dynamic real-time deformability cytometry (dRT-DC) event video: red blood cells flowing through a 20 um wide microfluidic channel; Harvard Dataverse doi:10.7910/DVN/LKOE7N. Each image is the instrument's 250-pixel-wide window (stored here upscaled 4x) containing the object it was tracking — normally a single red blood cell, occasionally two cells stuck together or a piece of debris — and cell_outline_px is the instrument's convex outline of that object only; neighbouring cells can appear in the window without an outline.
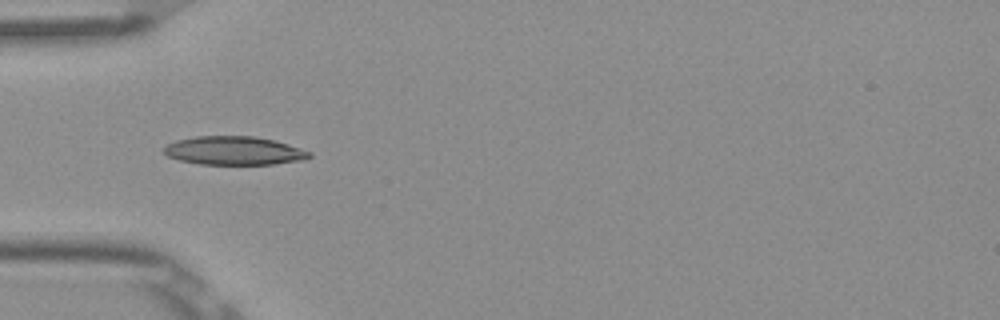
{"species": "Egyptian fruit bat (a non-hibernating species)", "species_latin": "Rousettus aegyptiacus", "temperature_condition": "room temperature", "stored_images_in_passage": 37, "camera_frame_rate_fps": 3000, "um_per_image_px": 0.085, "frame": {"image": 1, "passage_image": 1, "time_ms": 0.0, "image_size_px": [1000, 320], "cell_outline_px": [[312, 156], [304, 160], [272, 164], [200, 164], [180, 160], [168, 156], [164, 152], [164, 148], [168, 144], [176, 140], [196, 136], [256, 136], [276, 140], [312, 152]], "centroid_in_image_um": [19.93, 12.8], "position_along_channel_um": 65.1, "area_um2": 24.22}}
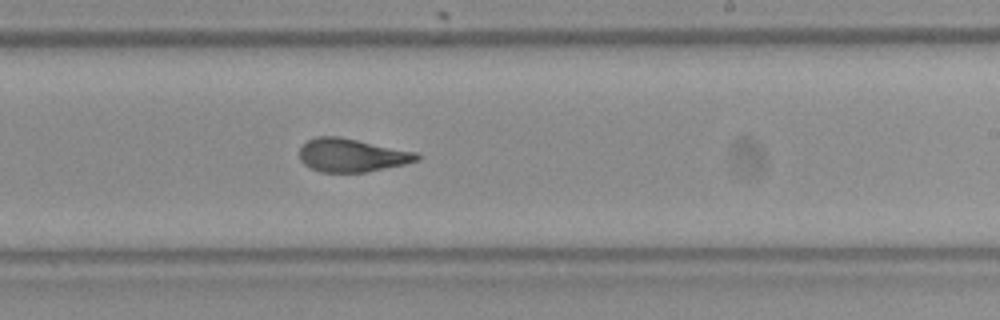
{"frame": {"image": 2, "passage_image": 16, "time_ms": 5.0, "image_size_px": [1000, 320], "cell_outline_px": [[420, 160], [404, 164], [364, 172], [320, 172], [304, 164], [300, 160], [300, 148], [308, 140], [316, 136], [340, 136], [416, 152], [420, 156]], "centroid_in_image_um": [29.89, 13.18], "position_along_channel_um": 259.1, "area_um2": 22.66}}
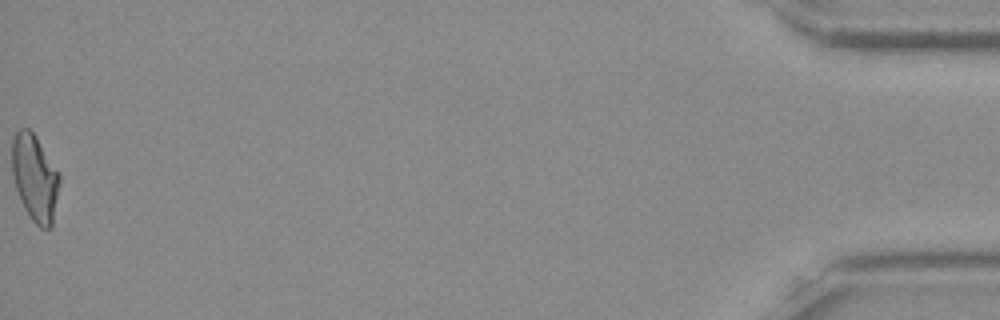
{"frame": {"image": 3, "passage_image": 37, "time_ms": 12.0, "image_size_px": [1000, 320], "cell_outline_px": [[60, 184], [52, 224], [48, 228], [40, 228], [32, 220], [24, 208], [16, 188], [12, 176], [12, 140], [16, 132], [20, 128], [28, 128], [36, 136], [60, 172]], "centroid_in_image_um": [2.97, 15.09], "position_along_channel_um": 432.2, "area_um2": 24.1}, "authors_computed_cell_mechanics": {"area_um2": 23.2356, "velocity_mm_per_s": 3.8876, "shape_relaxation_time_tau1_ms": 5.1138, "shape_relaxation_time_tau2_ms": 1.2525, "deformation_change_tau1": 0.1656, "deformation_change_tau2": 0.0802}}